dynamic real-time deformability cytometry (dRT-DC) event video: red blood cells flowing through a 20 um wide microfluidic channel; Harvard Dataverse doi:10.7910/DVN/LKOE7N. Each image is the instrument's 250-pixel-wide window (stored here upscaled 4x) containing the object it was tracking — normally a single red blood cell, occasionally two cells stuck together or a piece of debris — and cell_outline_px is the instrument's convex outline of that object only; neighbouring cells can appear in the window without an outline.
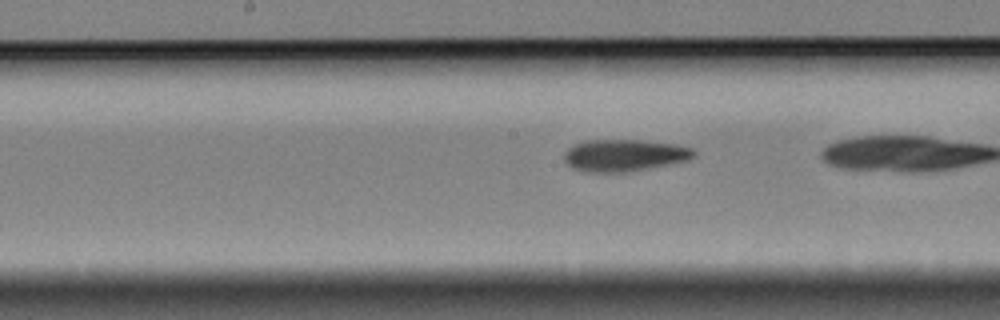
{"species": "Egyptian fruit bat (a non-hibernating species)", "species_latin": "Rousettus aegyptiacus", "temperature_condition": "cold", "stored_images_in_passage": 38, "camera_frame_rate_fps": 3000, "um_per_image_px": 0.085, "animal": {"sex": "female"}, "frame": {"image": 1, "passage_image": 22, "time_ms": 7.0, "image_size_px": [1000, 320], "cell_outline_px": [[696, 156], [688, 160], [628, 172], [584, 172], [572, 168], [564, 160], [564, 152], [568, 148], [584, 140], [640, 140], [676, 144], [692, 148], [696, 152]], "centroid_in_image_um": [53.06, 13.2], "position_along_channel_um": 195.1, "area_um2": 24.22}}